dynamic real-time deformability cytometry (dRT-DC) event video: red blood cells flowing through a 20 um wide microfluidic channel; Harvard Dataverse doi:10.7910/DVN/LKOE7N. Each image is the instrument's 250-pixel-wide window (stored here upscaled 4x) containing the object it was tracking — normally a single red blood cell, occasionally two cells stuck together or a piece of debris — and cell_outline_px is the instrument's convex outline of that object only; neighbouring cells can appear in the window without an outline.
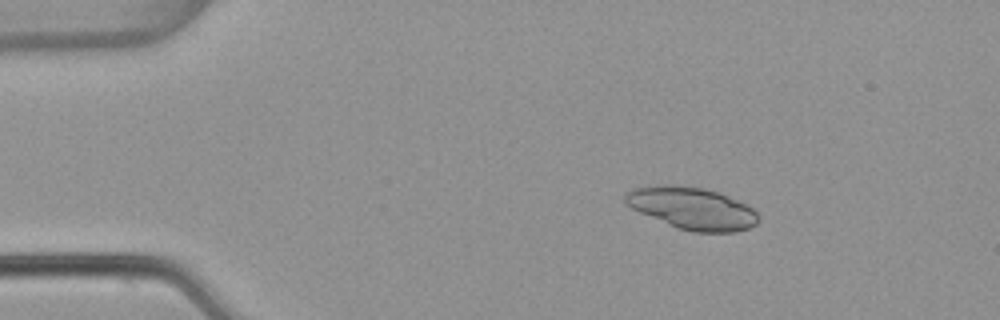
{"species": "common noctule bat (a hibernating species)", "species_latin": "Nyctalus noctula", "temperature_condition": "warm", "stored_images_in_passage": 52, "camera_frame_rate_fps": 3000, "um_per_image_px": 0.085, "animal": {"sex": "female", "body_mass_g": 22.7, "forearm_length_mm": 54.2}, "frame": {"image": 1, "passage_image": 8, "time_ms": 2.333, "image_size_px": [1000, 320], "cell_outline_px": [[760, 220], [756, 224], [748, 228], [736, 232], [692, 232], [676, 228], [640, 212], [624, 204], [624, 192], [632, 188], [660, 184], [668, 184], [704, 188], [720, 192], [748, 204], [760, 216]], "centroid_in_image_um": [58.83, 17.69], "position_along_channel_um": 26.2, "area_um2": 33.18}}